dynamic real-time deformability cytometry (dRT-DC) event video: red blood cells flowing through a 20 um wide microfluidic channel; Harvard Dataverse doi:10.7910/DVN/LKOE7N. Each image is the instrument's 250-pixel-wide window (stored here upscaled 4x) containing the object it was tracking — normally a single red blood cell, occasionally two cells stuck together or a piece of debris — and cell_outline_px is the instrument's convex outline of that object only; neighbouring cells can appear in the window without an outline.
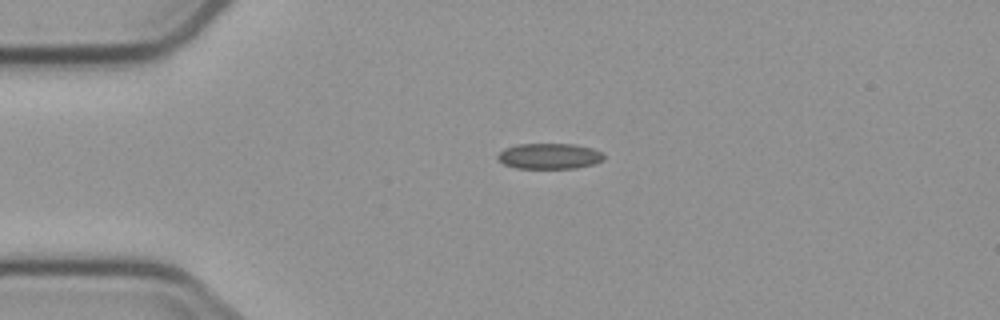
{"species": "common noctule bat (a hibernating species)", "species_latin": "Nyctalus noctula", "temperature_condition": "cold", "stored_images_in_passage": 5, "camera_frame_rate_fps": 3000, "um_per_image_px": 0.085, "animal": {"sex": "male", "body_mass_g": 23.1, "forearm_length_mm": 52.7}, "frame": {"image": 1, "passage_image": 5, "time_ms": 4.667, "image_size_px": [1000, 320], "cell_outline_px": [[604, 160], [596, 164], [576, 168], [516, 168], [504, 164], [496, 156], [504, 148], [516, 144], [576, 144], [592, 148], [604, 152]], "centroid_in_image_um": [46.74, 13.26], "position_along_channel_um": 38.3, "area_um2": 16.07}}